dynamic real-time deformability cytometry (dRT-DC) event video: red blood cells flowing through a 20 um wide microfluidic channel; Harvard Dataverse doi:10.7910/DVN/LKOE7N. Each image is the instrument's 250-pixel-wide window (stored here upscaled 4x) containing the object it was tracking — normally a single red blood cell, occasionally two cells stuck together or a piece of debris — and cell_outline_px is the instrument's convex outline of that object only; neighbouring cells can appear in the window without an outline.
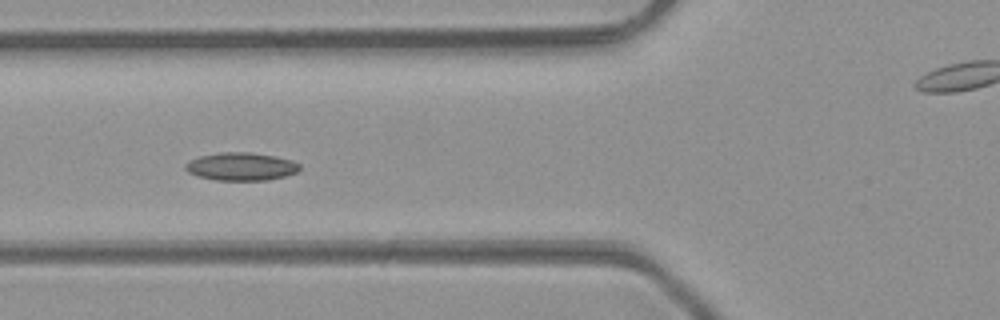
{"species": "common noctule bat (a hibernating species)", "species_latin": "Nyctalus noctula", "temperature_condition": "room temperature", "stored_images_in_passage": 17, "camera_frame_rate_fps": 3000, "um_per_image_px": 0.085, "animal": {"sex": "male", "body_mass_g": 23.1, "forearm_length_mm": 52.7}, "frame": {"image": 1, "passage_image": 3, "time_ms": 0.667, "image_size_px": [1000, 320], "cell_outline_px": [[300, 168], [296, 172], [284, 176], [268, 180], [216, 180], [196, 176], [188, 172], [184, 168], [184, 164], [188, 160], [200, 156], [220, 152], [248, 152], [272, 156], [292, 160], [300, 164]], "centroid_in_image_um": [20.44, 14.15], "position_along_channel_um": 105.4, "area_um2": 18.61}}